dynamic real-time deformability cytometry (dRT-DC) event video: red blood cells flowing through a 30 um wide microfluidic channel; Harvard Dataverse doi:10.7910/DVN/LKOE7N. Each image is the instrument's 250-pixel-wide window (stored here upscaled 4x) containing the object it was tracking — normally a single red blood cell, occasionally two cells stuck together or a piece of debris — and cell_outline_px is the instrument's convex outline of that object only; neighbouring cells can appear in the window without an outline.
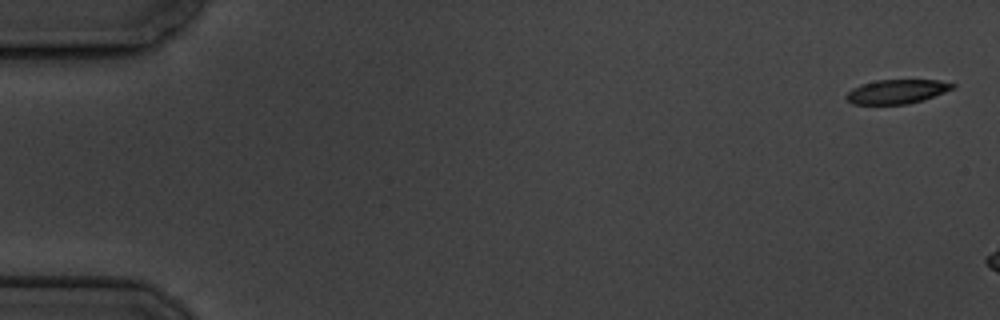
{"species": "common noctule bat (a hibernating species)", "species_latin": "Nyctalus noctula", "temperature_condition": "cold", "stored_images_in_passage": 3, "camera_frame_rate_fps": 3000, "um_per_image_px": 0.085, "animal": {"sex": "male", "body_mass_g": 19.5, "forearm_length_mm": 54.6}, "frame": {"image": 1, "passage_image": 1, "time_ms": 0.0, "image_size_px": [1000, 320], "cell_outline_px": [[956, 88], [924, 100], [908, 104], [852, 104], [844, 96], [852, 88], [860, 84], [876, 80], [940, 80], [956, 84]], "centroid_in_image_um": [76.25, 7.78], "position_along_channel_um": 8.7, "area_um2": 15.14}}